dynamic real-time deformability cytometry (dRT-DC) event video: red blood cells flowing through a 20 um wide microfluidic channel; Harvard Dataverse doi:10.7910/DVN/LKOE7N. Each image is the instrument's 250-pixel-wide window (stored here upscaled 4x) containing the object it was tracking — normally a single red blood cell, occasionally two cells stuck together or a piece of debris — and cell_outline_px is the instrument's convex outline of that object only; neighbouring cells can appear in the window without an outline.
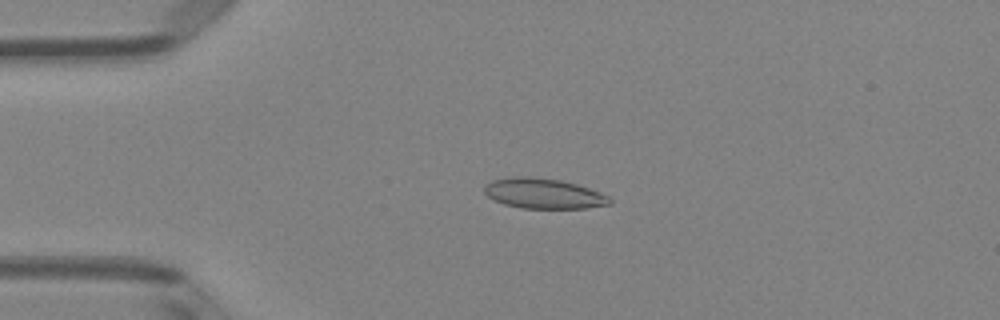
{"species": "Egyptian fruit bat (a non-hibernating species)", "species_latin": "Rousettus aegyptiacus", "temperature_condition": "room temperature", "stored_images_in_passage": 50, "camera_frame_rate_fps": 3000, "um_per_image_px": 0.085, "animal": {"sex": "female"}, "frame": {"image": 1, "passage_image": 12, "time_ms": 3.667, "image_size_px": [1000, 320], "cell_outline_px": [[612, 204], [588, 208], [520, 208], [504, 204], [488, 196], [484, 192], [484, 184], [492, 180], [512, 176], [532, 176], [560, 180], [576, 184], [600, 192], [608, 196], [612, 200]], "centroid_in_image_um": [46.2, 16.44], "position_along_channel_um": 38.8, "area_um2": 22.2}}
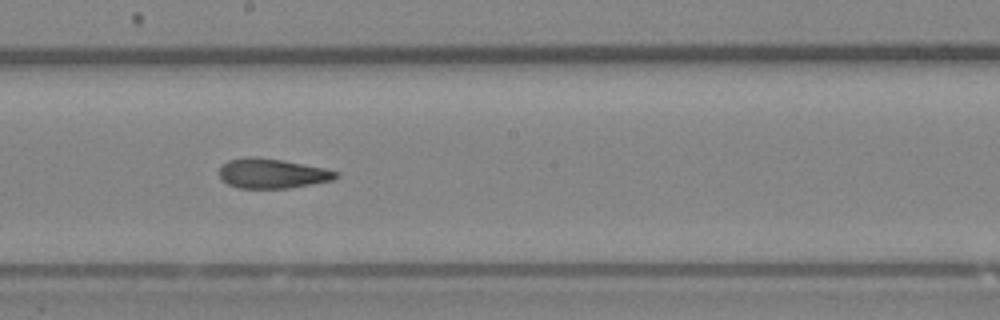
{"frame": {"image": 2, "passage_image": 28, "time_ms": 9.0, "image_size_px": [1000, 320], "cell_outline_px": [[340, 176], [332, 180], [288, 188], [236, 188], [220, 180], [220, 168], [228, 160], [244, 156], [252, 156], [284, 160], [324, 168], [340, 172]], "centroid_in_image_um": [23.12, 14.74], "position_along_channel_um": 225.1, "area_um2": 20.35}}
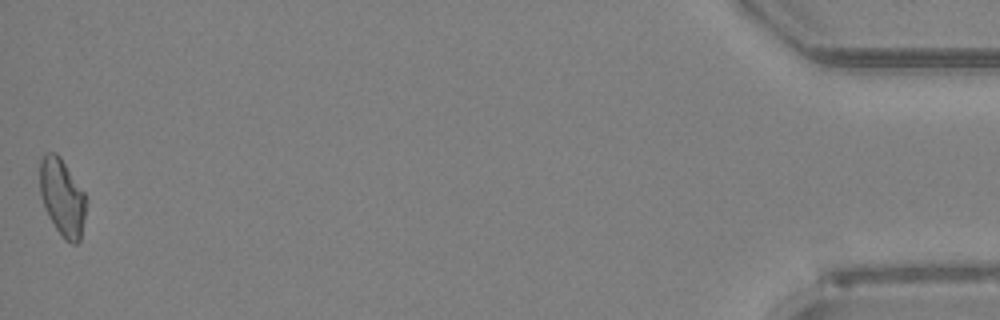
{"frame": {"image": 3, "passage_image": 50, "time_ms": 16.333, "image_size_px": [1000, 320], "cell_outline_px": [[84, 216], [80, 240], [76, 244], [72, 244], [64, 240], [48, 216], [44, 208], [40, 196], [40, 156], [44, 152], [56, 152], [60, 156], [84, 192]], "centroid_in_image_um": [5.24, 16.75], "position_along_channel_um": 430.0, "area_um2": 20.69}, "authors_computed_cell_mechanics": {"area_um2": 21.0681, "velocity_mm_per_s": 4.0863, "shape_relaxation_time_tau1_ms": 6.5973, "shape_relaxation_time_tau2_ms": 2.3855, "deformation_change_tau1": 0.1477, "deformation_change_tau2": 0.0962}}